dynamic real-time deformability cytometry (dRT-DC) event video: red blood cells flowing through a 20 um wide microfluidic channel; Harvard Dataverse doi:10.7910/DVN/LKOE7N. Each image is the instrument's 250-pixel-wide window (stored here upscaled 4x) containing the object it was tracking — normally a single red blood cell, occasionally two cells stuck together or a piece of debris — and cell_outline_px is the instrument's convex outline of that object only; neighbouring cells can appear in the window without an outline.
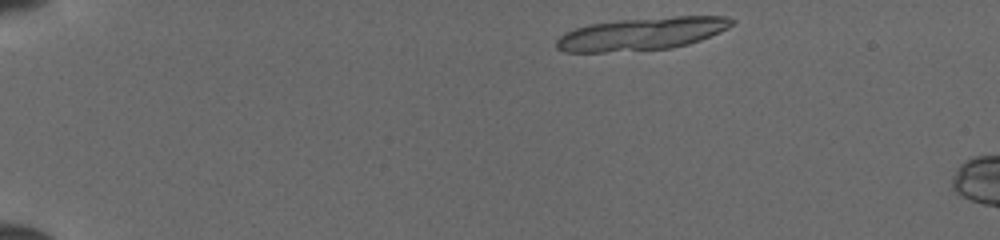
{"species": "common noctule bat (a hibernating species)", "species_latin": "Nyctalus noctula", "temperature_condition": "cold", "stored_images_in_passage": 7, "camera_frame_rate_fps": 3000, "um_per_image_px": 0.085, "animal": {"sex": "female", "body_mass_g": 19.5, "forearm_length_mm": 54.1}, "frame": {"image": 1, "passage_image": 2, "time_ms": 0.333, "image_size_px": [1000, 240], "cell_outline_px": [[736, 20], [728, 28], [720, 32], [700, 40], [688, 44], [672, 48], [604, 52], [564, 52], [556, 48], [556, 40], [564, 32], [588, 24], [620, 20], [676, 16], [728, 16]], "centroid_in_image_um": [54.55, 2.87], "position_along_channel_um": 30.5, "area_um2": 33.41}}